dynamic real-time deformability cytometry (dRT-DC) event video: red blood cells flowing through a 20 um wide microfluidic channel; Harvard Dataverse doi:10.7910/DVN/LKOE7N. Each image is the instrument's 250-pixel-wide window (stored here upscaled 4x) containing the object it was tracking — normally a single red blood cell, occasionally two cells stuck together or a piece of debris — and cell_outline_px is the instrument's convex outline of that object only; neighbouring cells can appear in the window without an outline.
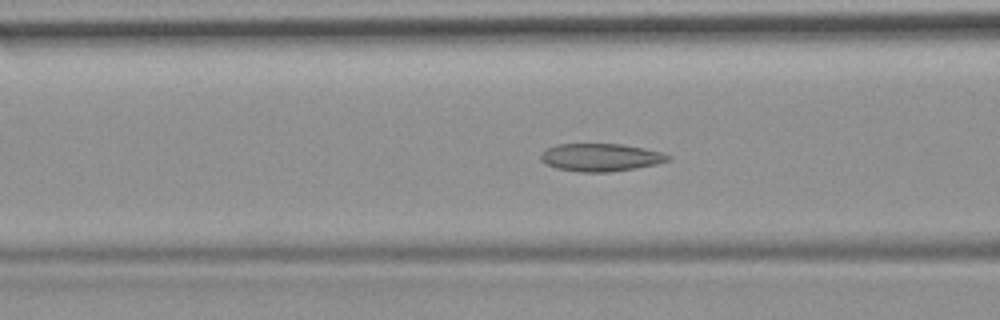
{"species": "common noctule bat (a hibernating species)", "species_latin": "Nyctalus noctula", "temperature_condition": "room temperature", "stored_images_in_passage": 54, "camera_frame_rate_fps": 3000, "um_per_image_px": 0.085, "animal": {"sex": "female", "body_mass_g": 19.9}, "frame": {"image": 1, "passage_image": 21, "time_ms": 6.667, "image_size_px": [1000, 320], "cell_outline_px": [[672, 156], [668, 160], [656, 164], [636, 168], [608, 172], [580, 172], [556, 168], [544, 164], [540, 160], [540, 152], [556, 144], [620, 144], [644, 148], [664, 152]], "centroid_in_image_um": [51.03, 13.37], "position_along_channel_um": 115.6, "area_um2": 20.75}}
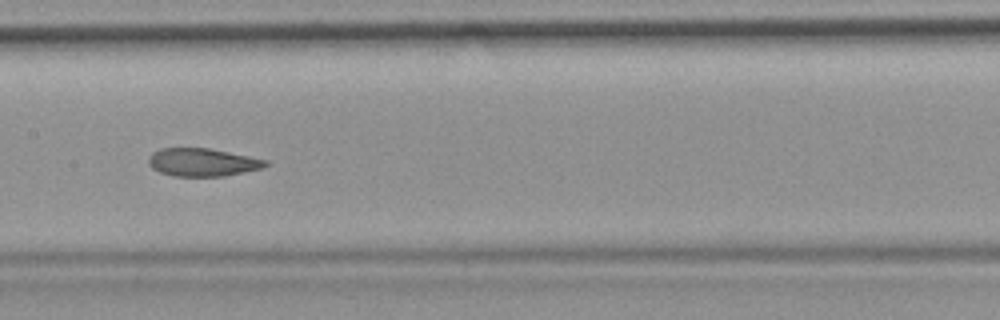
{"frame": {"image": 2, "passage_image": 27, "time_ms": 8.667, "image_size_px": [1000, 320], "cell_outline_px": [[268, 164], [264, 168], [224, 176], [172, 176], [160, 172], [152, 168], [148, 164], [148, 156], [152, 152], [160, 148], [208, 148], [268, 160]], "centroid_in_image_um": [17.19, 13.79], "position_along_channel_um": 190.2, "area_um2": 19.13}}
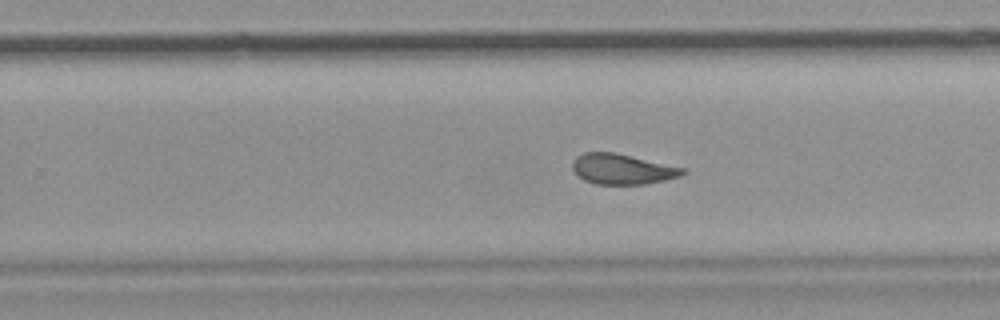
{"frame": {"image": 3, "passage_image": 34, "time_ms": 11.0, "image_size_px": [1000, 320], "cell_outline_px": [[684, 172], [680, 176], [664, 180], [644, 184], [596, 184], [584, 180], [572, 168], [572, 164], [576, 156], [584, 152], [616, 152], [684, 168]], "centroid_in_image_um": [52.87, 14.36], "position_along_channel_um": 276.9, "area_um2": 19.31}, "authors_computed_cell_mechanics": {"area_um2": 21.0681, "velocity_mm_per_s": 3.7482, "shape_relaxation_time_tau1_ms": null, "shape_relaxation_time_tau2_ms": 2.2836, "deformation_change_tau1": null, "deformation_change_tau2": 0.0761}}